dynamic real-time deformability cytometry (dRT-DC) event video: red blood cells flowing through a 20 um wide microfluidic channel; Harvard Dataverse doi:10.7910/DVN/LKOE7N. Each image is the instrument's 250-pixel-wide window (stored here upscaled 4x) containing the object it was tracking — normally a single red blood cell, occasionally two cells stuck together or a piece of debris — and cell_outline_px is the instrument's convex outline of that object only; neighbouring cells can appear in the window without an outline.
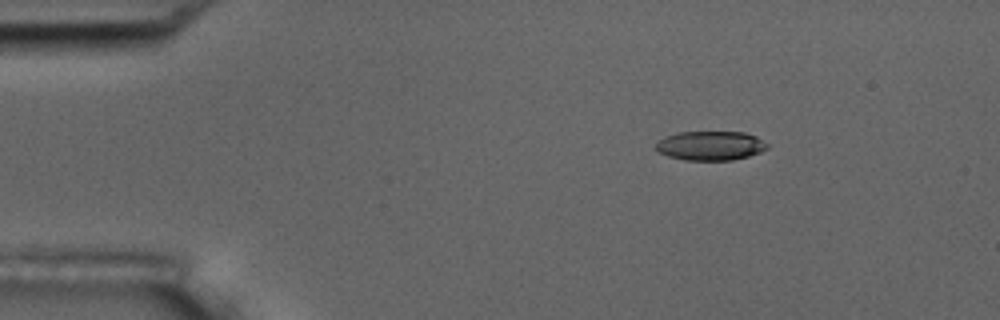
{"species": "common noctule bat (a hibernating species)", "species_latin": "Nyctalus noctula", "temperature_condition": "room temperature", "stored_images_in_passage": 5, "camera_frame_rate_fps": 3000, "um_per_image_px": 0.085, "animal": {"sex": "male", "body_mass_g": 17.5, "forearm_length_mm": 52.3}, "frame": {"image": 1, "passage_image": 3, "time_ms": 2.333, "image_size_px": [1000, 320], "cell_outline_px": [[768, 148], [760, 152], [748, 156], [732, 160], [684, 160], [668, 156], [652, 148], [664, 136], [680, 132], [744, 132], [756, 136], [768, 144]], "centroid_in_image_um": [60.37, 12.38], "position_along_channel_um": 24.6, "area_um2": 19.02}}